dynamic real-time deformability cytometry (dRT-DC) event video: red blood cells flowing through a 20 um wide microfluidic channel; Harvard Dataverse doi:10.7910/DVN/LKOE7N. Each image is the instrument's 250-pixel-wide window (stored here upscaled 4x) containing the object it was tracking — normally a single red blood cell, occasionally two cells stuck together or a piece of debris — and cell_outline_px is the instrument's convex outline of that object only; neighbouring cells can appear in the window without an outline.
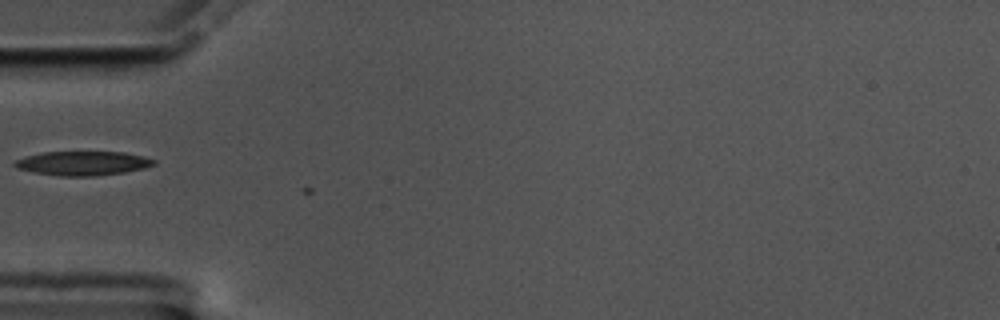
{"species": "common noctule bat (a hibernating species)", "species_latin": "Nyctalus noctula", "temperature_condition": "cold", "stored_images_in_passage": 2, "camera_frame_rate_fps": 3000, "um_per_image_px": 0.085, "animal": {"sex": "male", "body_mass_g": 17.5, "forearm_length_mm": 52.3}, "frame": {"image": 1, "passage_image": 1, "time_ms": 0.0, "image_size_px": [1000, 320], "cell_outline_px": [[156, 164], [144, 168], [124, 172], [96, 176], [60, 176], [36, 172], [16, 168], [12, 164], [16, 160], [24, 156], [44, 152], [124, 152], [144, 156], [156, 160]], "centroid_in_image_um": [7.05, 13.87], "position_along_channel_um": 78.0, "area_um2": 19.59}}